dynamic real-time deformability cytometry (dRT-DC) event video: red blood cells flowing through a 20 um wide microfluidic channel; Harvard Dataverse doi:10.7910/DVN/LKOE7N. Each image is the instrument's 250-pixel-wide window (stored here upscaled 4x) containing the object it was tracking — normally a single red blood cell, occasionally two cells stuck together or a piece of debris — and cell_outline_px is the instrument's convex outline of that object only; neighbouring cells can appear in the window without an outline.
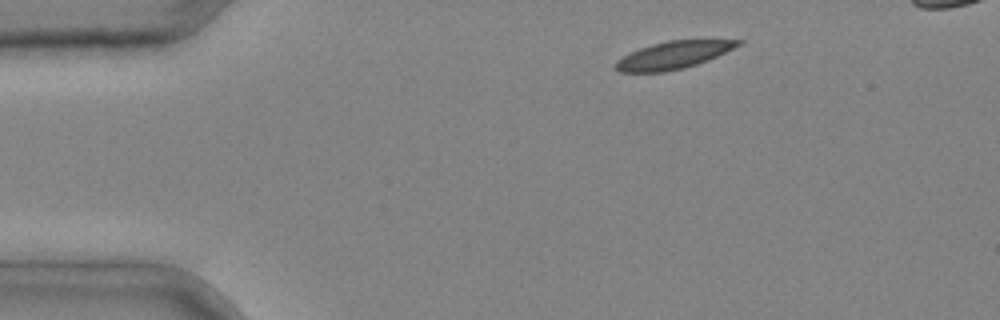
{"species": "common noctule bat (a hibernating species)", "species_latin": "Nyctalus noctula", "temperature_condition": "cold", "stored_images_in_passage": 4, "segment_of_instrument_passage": [2, 2], "camera_frame_rate_fps": 3000, "um_per_image_px": 0.085, "animal": {"sex": "male", "body_mass_g": 20.4}, "frame": {"image": 1, "passage_image": 4, "time_ms": 1.0, "image_size_px": [1000, 320], "cell_outline_px": [[744, 44], [716, 56], [696, 64], [684, 68], [664, 72], [620, 72], [616, 68], [616, 60], [640, 48], [652, 44], [668, 40], [744, 40]], "centroid_in_image_um": [57.26, 4.68], "position_along_channel_um": 27.7, "area_um2": 19.36}}